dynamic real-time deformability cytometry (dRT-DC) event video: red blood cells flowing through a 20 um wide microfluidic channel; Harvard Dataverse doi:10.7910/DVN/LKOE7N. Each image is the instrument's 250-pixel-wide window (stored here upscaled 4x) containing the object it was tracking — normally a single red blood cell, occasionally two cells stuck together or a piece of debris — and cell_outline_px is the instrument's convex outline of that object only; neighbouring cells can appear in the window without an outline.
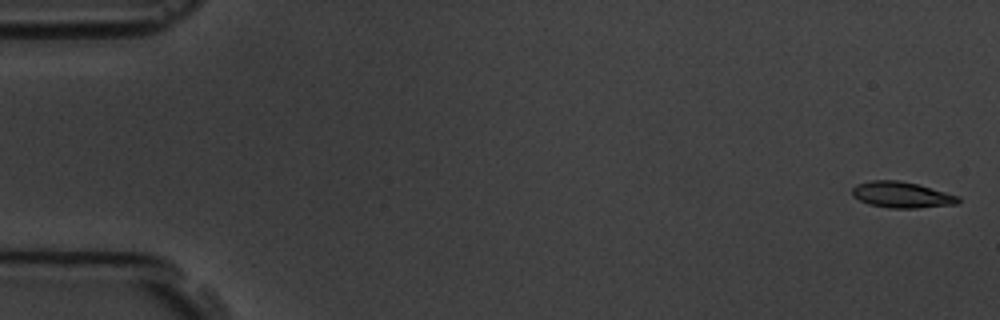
{"species": "common noctule bat (a hibernating species)", "species_latin": "Nyctalus noctula", "temperature_condition": "room temperature", "stored_images_in_passage": 7, "camera_frame_rate_fps": 3000, "um_per_image_px": 0.085, "animal": {"sex": "male", "body_mass_g": 19.5, "forearm_length_mm": 54.6}, "frame": {"image": 1, "passage_image": 1, "time_ms": 0.0, "image_size_px": [1000, 320], "cell_outline_px": [[960, 200], [956, 204], [916, 208], [888, 208], [868, 204], [852, 196], [852, 188], [856, 184], [872, 180], [900, 180], [916, 184], [960, 196]], "centroid_in_image_um": [76.61, 16.56], "position_along_channel_um": 8.4, "area_um2": 16.07}}
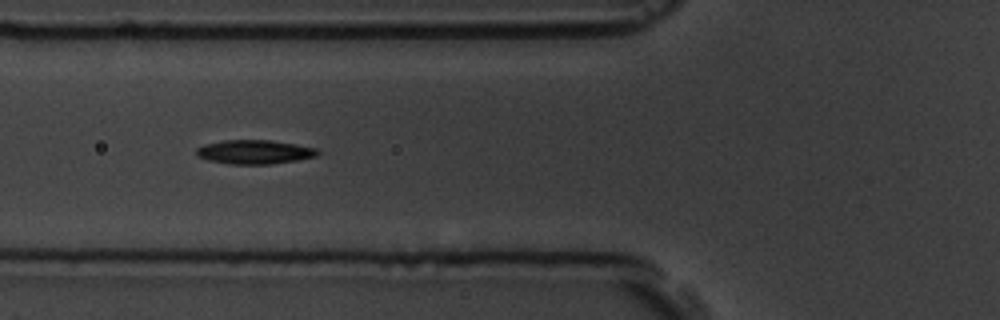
{"frame": {"image": 2, "passage_image": 6, "time_ms": 6.667, "image_size_px": [1000, 320], "cell_outline_px": [[320, 152], [316, 156], [296, 160], [272, 164], [228, 164], [208, 160], [196, 156], [196, 148], [204, 144], [224, 140], [268, 140], [296, 144], [316, 148]], "centroid_in_image_um": [21.6, 12.92], "position_along_channel_um": 104.2, "area_um2": 16.99}}
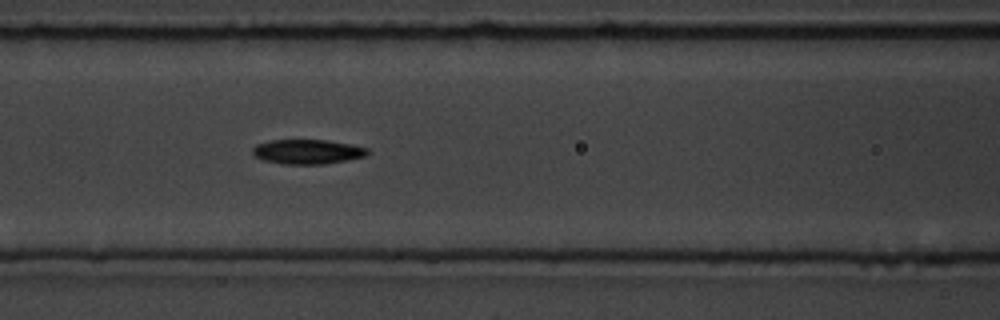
{"frame": {"image": 3, "passage_image": 7, "time_ms": 7.667, "image_size_px": [1000, 320], "cell_outline_px": [[368, 152], [364, 156], [324, 164], [284, 164], [264, 160], [256, 156], [252, 152], [252, 148], [256, 144], [272, 140], [324, 140], [352, 144], [368, 148]], "centroid_in_image_um": [26.11, 12.89], "position_along_channel_um": 140.5, "area_um2": 16.24}}